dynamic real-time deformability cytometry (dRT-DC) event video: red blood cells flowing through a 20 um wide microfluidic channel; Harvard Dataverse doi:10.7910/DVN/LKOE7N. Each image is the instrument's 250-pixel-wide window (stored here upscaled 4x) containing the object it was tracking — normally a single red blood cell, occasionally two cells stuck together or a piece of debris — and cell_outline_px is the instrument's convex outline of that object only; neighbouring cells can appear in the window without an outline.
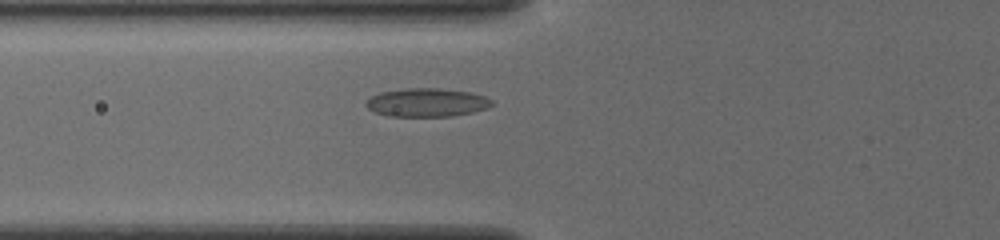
{"species": "common noctule bat (a hibernating species)", "species_latin": "Nyctalus noctula", "temperature_condition": "cold", "stored_images_in_passage": 39, "camera_frame_rate_fps": 3000, "um_per_image_px": 0.085, "animal": {"sex": "female", "body_mass_g": 19.5, "forearm_length_mm": 54.1}, "frame": {"image": 1, "passage_image": 6, "time_ms": 1.667, "image_size_px": [1000, 240], "cell_outline_px": [[492, 104], [488, 108], [472, 112], [452, 116], [388, 116], [376, 112], [368, 108], [364, 104], [372, 96], [380, 92], [404, 88], [440, 88], [472, 92], [484, 96], [492, 100]], "centroid_in_image_um": [36.29, 8.7], "position_along_channel_um": 89.5, "area_um2": 20.87}}
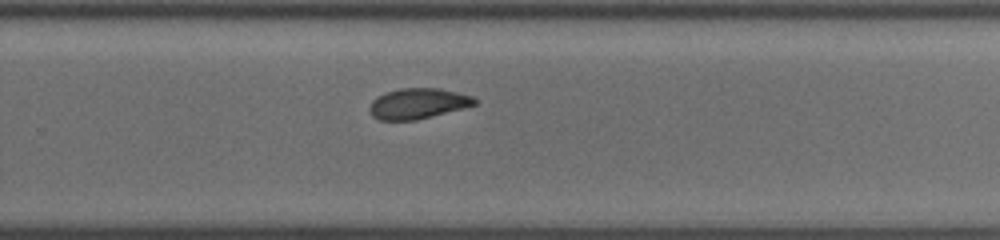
{"frame": {"image": 2, "passage_image": 22, "time_ms": 7.0, "image_size_px": [1000, 240], "cell_outline_px": [[480, 100], [476, 104], [416, 120], [380, 120], [372, 116], [372, 100], [376, 96], [384, 92], [400, 88], [440, 88], [472, 96]], "centroid_in_image_um": [35.53, 8.78], "position_along_channel_um": 294.3, "area_um2": 18.5}}
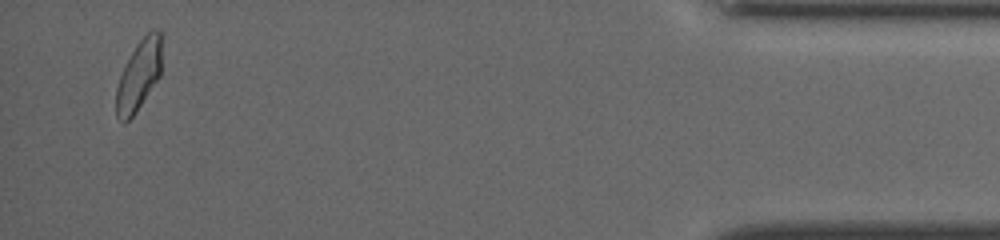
{"frame": {"image": 3, "passage_image": 37, "time_ms": 12.0, "image_size_px": [1000, 240], "cell_outline_px": [[160, 76], [136, 112], [124, 124], [116, 116], [116, 88], [120, 76], [136, 44], [152, 28], [160, 28]], "centroid_in_image_um": [11.79, 6.41], "position_along_channel_um": 423.4, "area_um2": 18.38}, "authors_computed_cell_mechanics": {"area_um2": 19.2474, "velocity_mm_per_s": 3.8474, "shape_relaxation_time_tau1_ms": 9.7138, "shape_relaxation_time_tau2_ms": 1.8216, "deformation_change_tau1": 0.1804, "deformation_change_tau2": 0.0703}}